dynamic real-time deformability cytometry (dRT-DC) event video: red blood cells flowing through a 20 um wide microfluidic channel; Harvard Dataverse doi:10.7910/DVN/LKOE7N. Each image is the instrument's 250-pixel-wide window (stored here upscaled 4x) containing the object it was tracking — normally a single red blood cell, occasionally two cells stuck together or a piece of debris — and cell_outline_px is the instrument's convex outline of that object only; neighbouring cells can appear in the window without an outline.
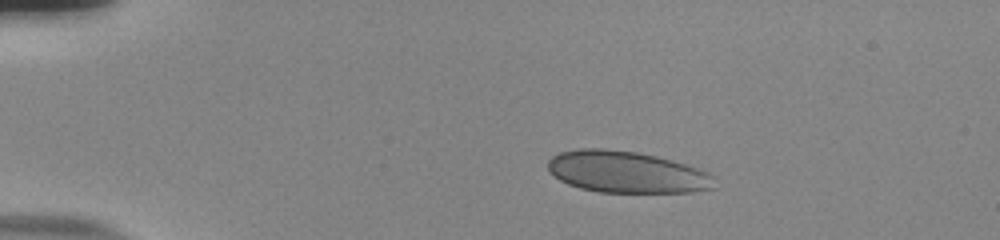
{"species": "human", "species_latin": "Homo sapiens", "temperature_condition": "room temperature", "stored_images_in_passage": 44, "camera_frame_rate_fps": 3000, "um_per_image_px": 0.085, "donor": {"sex": "male"}, "frame": {"image": 1, "passage_image": 1, "time_ms": 0.0, "image_size_px": [1000, 240], "cell_outline_px": [[712, 188], [692, 192], [600, 192], [580, 188], [568, 184], [560, 180], [548, 168], [548, 160], [552, 156], [560, 152], [580, 148], [604, 148], [636, 152], [656, 156], [672, 160], [708, 172], [712, 176]], "centroid_in_image_um": [53.22, 14.61], "position_along_channel_um": 31.8, "area_um2": 40.06}}
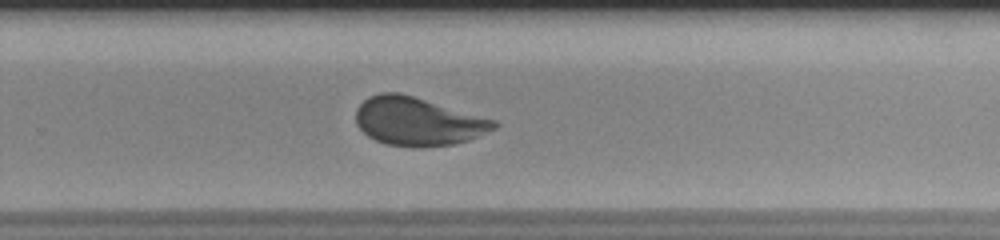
{"frame": {"image": 2, "passage_image": 27, "time_ms": 8.667, "image_size_px": [1000, 240], "cell_outline_px": [[500, 124], [496, 128], [468, 140], [452, 144], [420, 148], [412, 148], [384, 144], [368, 136], [356, 124], [356, 108], [368, 96], [380, 92], [400, 92], [496, 120]], "centroid_in_image_um": [35.5, 10.32], "position_along_channel_um": 294.3, "area_um2": 39.13}}
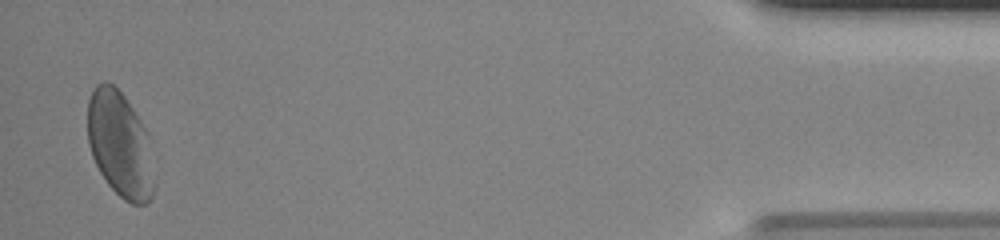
{"frame": {"image": 3, "passage_image": 43, "time_ms": 14.0, "image_size_px": [1000, 240], "cell_outline_px": [[156, 184], [152, 196], [148, 204], [132, 204], [124, 200], [108, 184], [100, 172], [92, 156], [88, 144], [88, 100], [92, 88], [96, 84], [104, 80], [108, 80], [124, 96], [132, 108], [144, 128], [148, 136]], "centroid_in_image_um": [10.2, 12.3], "position_along_channel_um": 425.0, "area_um2": 41.21}, "authors_computed_cell_mechanics": {"area_um2": 38.9572, "velocity_mm_per_s": 3.8383, "shape_relaxation_time_tau1_ms": 4.1674, "shape_relaxation_time_tau2_ms": null, "deformation_change_tau1": 0.137, "deformation_change_tau2": null}}